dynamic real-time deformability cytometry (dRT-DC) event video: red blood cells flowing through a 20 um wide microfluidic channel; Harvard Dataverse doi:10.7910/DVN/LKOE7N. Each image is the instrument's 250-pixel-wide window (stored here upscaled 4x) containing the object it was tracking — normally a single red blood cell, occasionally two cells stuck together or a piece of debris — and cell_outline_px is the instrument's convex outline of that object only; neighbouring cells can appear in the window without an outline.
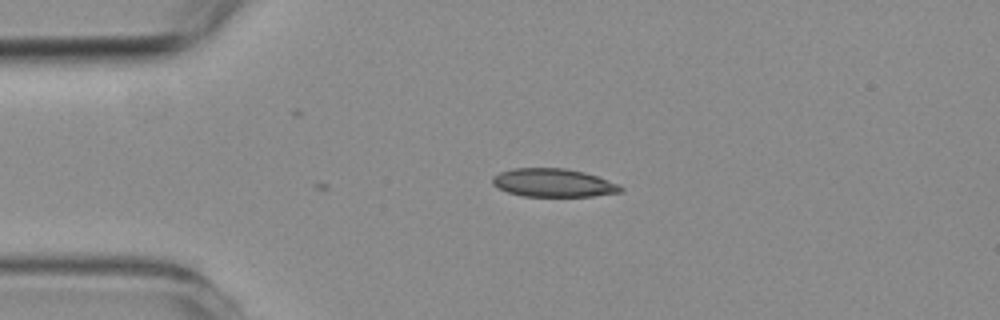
{"species": "common noctule bat (a hibernating species)", "species_latin": "Nyctalus noctula", "temperature_condition": "room temperature", "stored_images_in_passage": 5, "camera_frame_rate_fps": 3000, "um_per_image_px": 0.085, "animal": {"sex": "female", "body_mass_g": 19.3, "forearm_length_mm": 54.1}, "frame": {"image": 1, "passage_image": 4, "time_ms": 3.667, "image_size_px": [1000, 320], "cell_outline_px": [[624, 192], [592, 196], [524, 196], [508, 192], [492, 184], [492, 176], [500, 172], [512, 168], [564, 168], [584, 172], [620, 184], [624, 188]], "centroid_in_image_um": [47.06, 15.54], "position_along_channel_um": 37.9, "area_um2": 21.15}}